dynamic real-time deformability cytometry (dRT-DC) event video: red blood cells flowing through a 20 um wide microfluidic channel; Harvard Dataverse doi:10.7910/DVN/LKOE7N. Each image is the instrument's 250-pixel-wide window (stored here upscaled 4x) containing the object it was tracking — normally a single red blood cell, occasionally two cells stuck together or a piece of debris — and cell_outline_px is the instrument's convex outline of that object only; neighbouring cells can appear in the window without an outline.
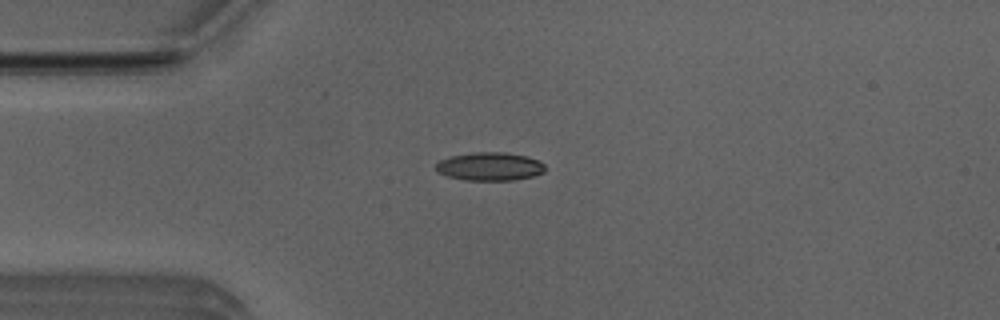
{"species": "Egyptian fruit bat (a non-hibernating species)", "species_latin": "Rousettus aegyptiacus", "temperature_condition": "room temperature", "stored_images_in_passage": 51, "camera_frame_rate_fps": 3000, "um_per_image_px": 0.085, "animal": {"sex": "male"}, "frame": {"image": 1, "passage_image": 12, "time_ms": 3.667, "image_size_px": [1000, 320], "cell_outline_px": [[544, 172], [532, 176], [512, 180], [464, 180], [448, 176], [436, 172], [436, 164], [440, 160], [452, 156], [472, 152], [504, 152], [528, 156], [540, 160], [544, 164]], "centroid_in_image_um": [41.64, 14.14], "position_along_channel_um": 43.4, "area_um2": 18.03}}
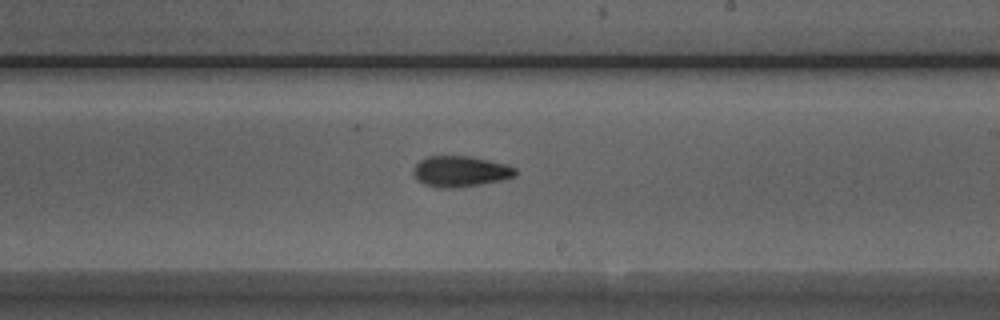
{"frame": {"image": 2, "passage_image": 29, "time_ms": 9.333, "image_size_px": [1000, 320], "cell_outline_px": [[516, 176], [504, 180], [480, 184], [452, 188], [436, 188], [424, 184], [416, 180], [412, 172], [416, 164], [420, 160], [428, 156], [468, 156], [508, 164], [516, 168]], "centroid_in_image_um": [39.13, 14.57], "position_along_channel_um": 249.9, "area_um2": 18.5}}
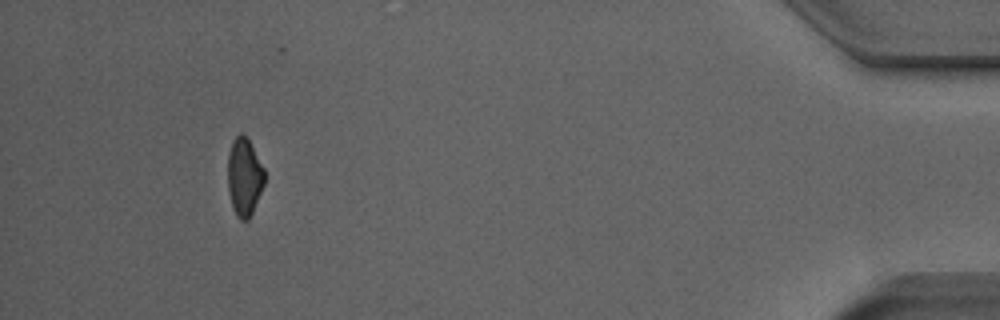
{"frame": {"image": 3, "passage_image": 47, "time_ms": 15.333, "image_size_px": [1000, 320], "cell_outline_px": [[264, 184], [252, 212], [248, 220], [240, 220], [236, 216], [232, 208], [228, 188], [228, 152], [232, 140], [240, 132], [244, 132], [264, 168]], "centroid_in_image_um": [20.75, 15.01], "position_along_channel_um": 414.5, "area_um2": 16.7}, "authors_computed_cell_mechanics": {"area_um2": 17.5134, "velocity_mm_per_s": 3.9595, "shape_relaxation_time_tau1_ms": 5.0337, "shape_relaxation_time_tau2_ms": 7.1918, "deformation_change_tau1": 0.1672, "deformation_change_tau2": 0.1408}}